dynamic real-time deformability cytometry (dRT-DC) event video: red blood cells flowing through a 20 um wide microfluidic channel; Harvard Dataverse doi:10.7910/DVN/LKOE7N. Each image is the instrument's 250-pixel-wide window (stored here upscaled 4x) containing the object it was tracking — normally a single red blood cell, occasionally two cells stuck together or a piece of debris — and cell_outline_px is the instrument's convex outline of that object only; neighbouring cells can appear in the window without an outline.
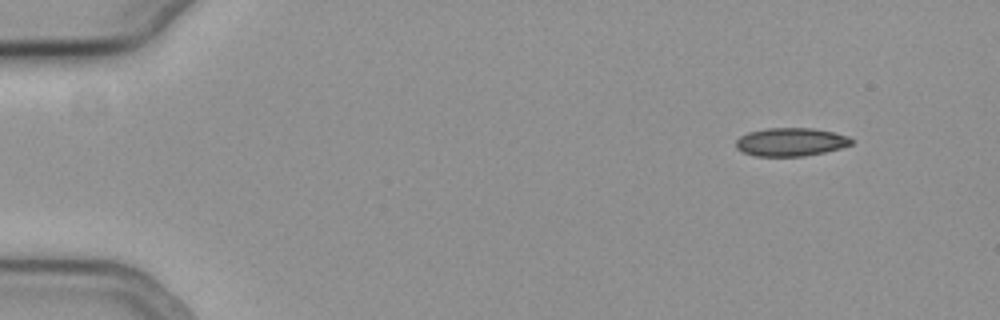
{"species": "common noctule bat (a hibernating species)", "species_latin": "Nyctalus noctula", "temperature_condition": "cold", "stored_images_in_passage": 10, "camera_frame_rate_fps": 3000, "um_per_image_px": 0.085, "animal": {"sex": "female", "body_mass_g": 19.3, "forearm_length_mm": 54.1}, "frame": {"image": 1, "passage_image": 1, "time_ms": 0.0, "image_size_px": [1000, 320], "cell_outline_px": [[852, 144], [840, 148], [824, 152], [804, 156], [756, 156], [744, 152], [736, 148], [736, 140], [740, 136], [748, 132], [768, 128], [812, 128], [832, 132], [848, 136], [852, 140]], "centroid_in_image_um": [67.2, 12.06], "position_along_channel_um": 17.8, "area_um2": 18.9}}